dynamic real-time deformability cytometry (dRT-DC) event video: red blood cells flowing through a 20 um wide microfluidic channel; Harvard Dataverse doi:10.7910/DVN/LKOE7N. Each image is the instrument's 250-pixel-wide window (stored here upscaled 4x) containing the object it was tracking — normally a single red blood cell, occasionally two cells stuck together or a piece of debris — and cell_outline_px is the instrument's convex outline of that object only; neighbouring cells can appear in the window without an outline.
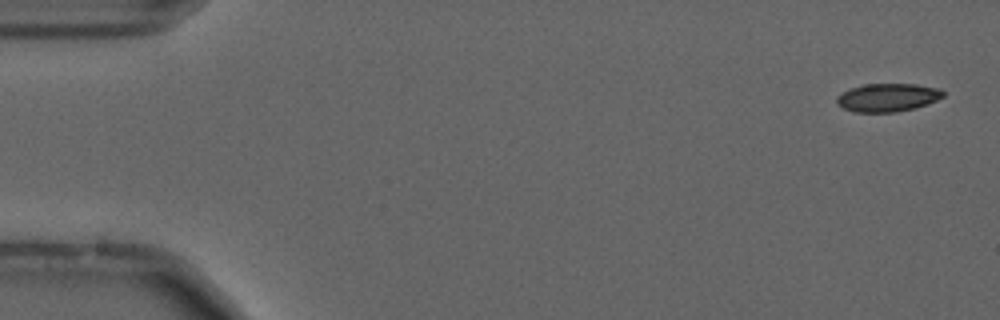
{"species": "common noctule bat (a hibernating species)", "species_latin": "Nyctalus noctula", "temperature_condition": "cold", "stored_images_in_passage": 56, "camera_frame_rate_fps": 3000, "um_per_image_px": 0.085, "animal": {"sex": "male", "forearm_length_mm": 52.5}, "frame": {"image": 1, "passage_image": 2, "time_ms": 0.333, "image_size_px": [1000, 320], "cell_outline_px": [[944, 96], [928, 104], [916, 108], [896, 112], [852, 112], [836, 104], [836, 96], [852, 88], [864, 84], [916, 84], [940, 88], [944, 92]], "centroid_in_image_um": [75.46, 8.29], "position_along_channel_um": 9.5, "area_um2": 17.57}}
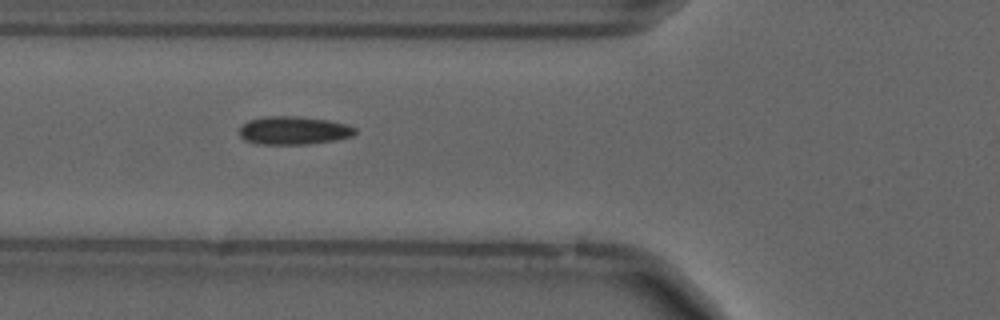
{"frame": {"image": 2, "passage_image": 20, "time_ms": 6.333, "image_size_px": [1000, 320], "cell_outline_px": [[356, 132], [352, 136], [336, 140], [308, 144], [256, 144], [244, 140], [240, 136], [240, 128], [248, 120], [264, 116], [296, 116], [328, 120], [348, 124], [356, 128]], "centroid_in_image_um": [24.96, 11.09], "position_along_channel_um": 100.8, "area_um2": 19.13}}
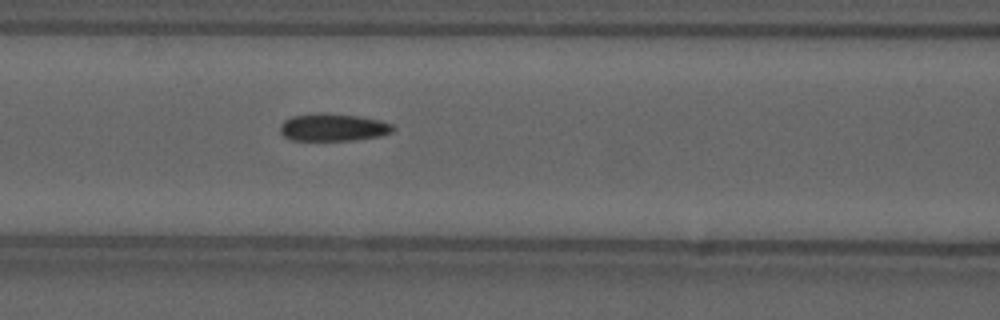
{"frame": {"image": 3, "passage_image": 23, "time_ms": 7.333, "image_size_px": [1000, 320], "cell_outline_px": [[396, 128], [392, 132], [380, 136], [352, 140], [288, 140], [280, 132], [280, 124], [284, 120], [292, 116], [320, 112], [356, 116], [380, 120], [392, 124]], "centroid_in_image_um": [28.29, 10.82], "position_along_channel_um": 138.3, "area_um2": 18.15}, "authors_computed_cell_mechanics": {"area_um2": 17.8891, "velocity_mm_per_s": 3.701, "shape_relaxation_time_tau1_ms": 7.4917, "shape_relaxation_time_tau2_ms": 2.602, "deformation_change_tau1": 0.1487, "deformation_change_tau2": 0.1009}}